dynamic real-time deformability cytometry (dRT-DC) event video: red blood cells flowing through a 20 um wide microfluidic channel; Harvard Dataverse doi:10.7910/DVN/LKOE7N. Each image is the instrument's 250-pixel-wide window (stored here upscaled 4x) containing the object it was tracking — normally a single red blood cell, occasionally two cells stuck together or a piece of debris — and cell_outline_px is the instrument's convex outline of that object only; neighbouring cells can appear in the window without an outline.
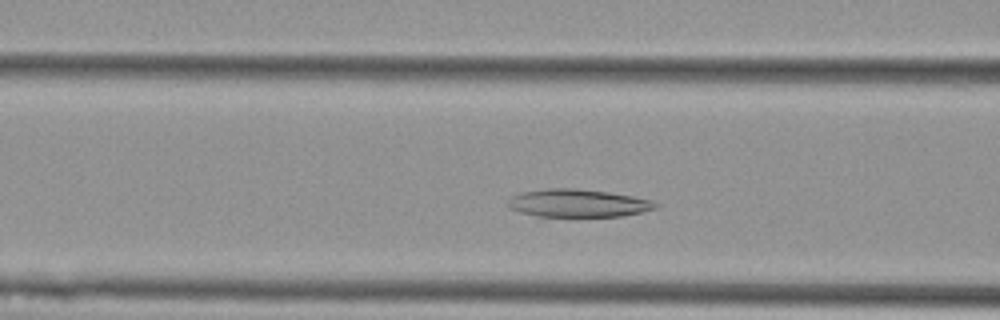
{"species": "Egyptian fruit bat (a non-hibernating species)", "species_latin": "Rousettus aegyptiacus", "temperature_condition": "cold", "stored_images_in_passage": 30, "camera_frame_rate_fps": 3000, "um_per_image_px": 0.085, "animal": {"sex": "female"}, "frame": {"image": 1, "passage_image": 12, "time_ms": 3.667, "image_size_px": [1000, 320], "cell_outline_px": [[660, 204], [656, 208], [644, 212], [624, 216], [536, 216], [520, 212], [512, 208], [508, 204], [508, 200], [512, 196], [520, 192], [548, 188], [572, 188], [608, 192], [632, 196], [652, 200]], "centroid_in_image_um": [49.16, 17.26], "position_along_channel_um": 117.4, "area_um2": 23.93}}
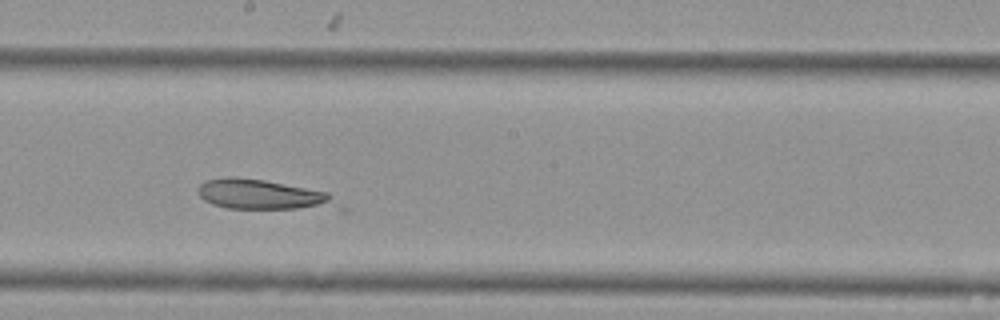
{"frame": {"image": 2, "passage_image": 21, "time_ms": 6.667, "image_size_px": [1000, 320], "cell_outline_px": [[352, 208], [348, 212], [340, 212], [228, 208], [212, 204], [204, 200], [200, 196], [196, 188], [204, 180], [228, 176], [232, 176], [264, 180], [328, 192]], "centroid_in_image_um": [22.69, 16.64], "position_along_channel_um": 225.5, "area_um2": 26.59}}
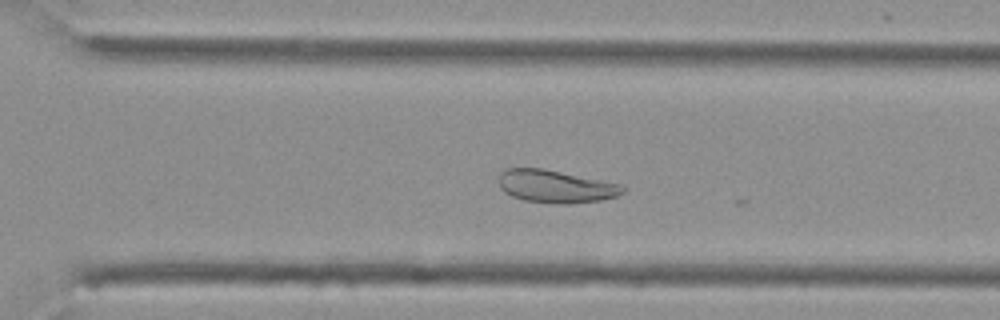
{"frame": {"image": 3, "passage_image": 29, "time_ms": 9.333, "image_size_px": [1000, 320], "cell_outline_px": [[624, 192], [616, 196], [600, 200], [572, 204], [556, 204], [524, 200], [512, 196], [504, 192], [500, 188], [496, 180], [500, 172], [504, 168], [544, 168], [620, 184], [624, 188]], "centroid_in_image_um": [47.16, 15.84], "position_along_channel_um": 323.4, "area_um2": 23.87}}